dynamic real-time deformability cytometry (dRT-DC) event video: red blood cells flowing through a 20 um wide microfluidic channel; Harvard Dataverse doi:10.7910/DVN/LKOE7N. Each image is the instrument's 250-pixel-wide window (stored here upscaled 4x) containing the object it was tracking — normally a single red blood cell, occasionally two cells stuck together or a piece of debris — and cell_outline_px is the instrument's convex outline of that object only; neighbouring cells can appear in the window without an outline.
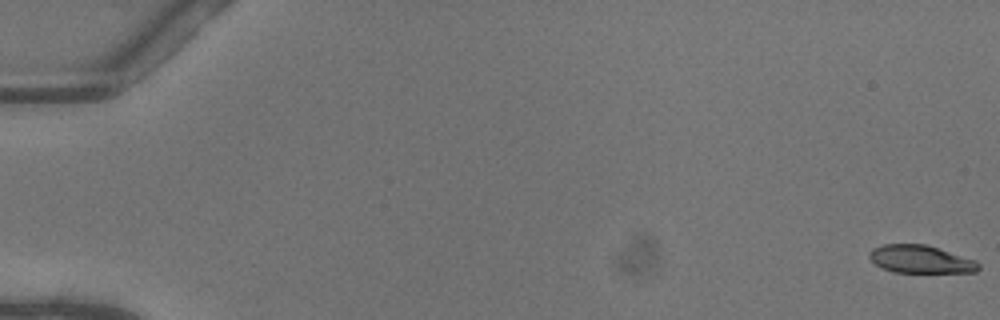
{"species": "common noctule bat (a hibernating species)", "species_latin": "Nyctalus noctula", "temperature_condition": "warm", "stored_images_in_passage": 10, "camera_frame_rate_fps": 3000, "um_per_image_px": 0.085, "animal": {"sex": "female"}, "frame": {"image": 1, "passage_image": 1, "time_ms": 0.0, "image_size_px": [1000, 320], "cell_outline_px": [[980, 268], [976, 272], [892, 272], [876, 264], [868, 256], [868, 252], [872, 248], [884, 244], [924, 244], [976, 260], [980, 264]], "centroid_in_image_um": [78.24, 22.03], "position_along_channel_um": 6.8, "area_um2": 17.57}}